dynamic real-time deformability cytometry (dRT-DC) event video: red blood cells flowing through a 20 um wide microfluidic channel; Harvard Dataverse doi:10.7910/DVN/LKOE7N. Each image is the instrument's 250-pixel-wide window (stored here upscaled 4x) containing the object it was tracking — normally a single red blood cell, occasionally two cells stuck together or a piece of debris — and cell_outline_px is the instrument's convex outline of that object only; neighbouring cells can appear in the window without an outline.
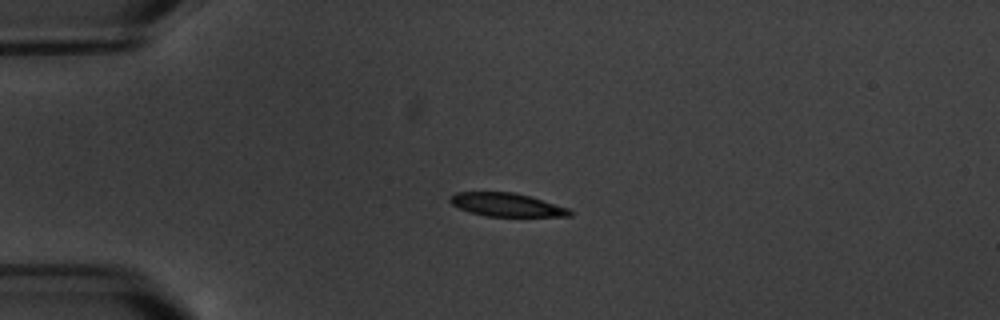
{"species": "common noctule bat (a hibernating species)", "species_latin": "Nyctalus noctula", "temperature_condition": "warm", "stored_images_in_passage": 5, "camera_frame_rate_fps": 3000, "um_per_image_px": 0.085, "animal": {"sex": "male", "body_mass_g": 20.1, "forearm_length_mm": 53.5}, "frame": {"image": 1, "passage_image": 4, "time_ms": 3.667, "image_size_px": [1000, 320], "cell_outline_px": [[572, 216], [488, 216], [468, 212], [452, 204], [448, 200], [456, 192], [512, 192], [528, 196], [568, 208], [572, 212]], "centroid_in_image_um": [43.03, 17.41], "position_along_channel_um": 42.0, "area_um2": 16.01}}